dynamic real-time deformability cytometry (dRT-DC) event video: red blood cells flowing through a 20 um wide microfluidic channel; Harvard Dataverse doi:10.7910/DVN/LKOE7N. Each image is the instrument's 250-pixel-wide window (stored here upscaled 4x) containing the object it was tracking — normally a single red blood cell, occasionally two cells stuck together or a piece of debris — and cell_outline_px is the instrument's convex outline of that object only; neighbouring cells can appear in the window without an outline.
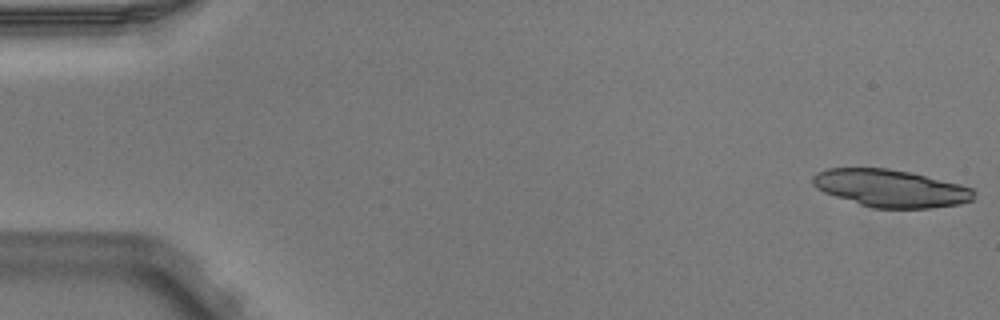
{"species": "Egyptian fruit bat (a non-hibernating species)", "species_latin": "Rousettus aegyptiacus", "temperature_condition": "warm", "stored_images_in_passage": 6, "camera_frame_rate_fps": 3000, "um_per_image_px": 0.085, "animal": {"sex": "male"}, "frame": {"image": 1, "passage_image": 1, "time_ms": 0.0, "image_size_px": [1000, 320], "cell_outline_px": [[976, 192], [972, 200], [960, 204], [928, 208], [872, 208], [824, 192], [816, 188], [812, 184], [812, 176], [816, 172], [828, 168], [888, 168], [908, 172], [960, 184], [972, 188]], "centroid_in_image_um": [75.69, 16.0], "position_along_channel_um": 9.3, "area_um2": 35.03}}